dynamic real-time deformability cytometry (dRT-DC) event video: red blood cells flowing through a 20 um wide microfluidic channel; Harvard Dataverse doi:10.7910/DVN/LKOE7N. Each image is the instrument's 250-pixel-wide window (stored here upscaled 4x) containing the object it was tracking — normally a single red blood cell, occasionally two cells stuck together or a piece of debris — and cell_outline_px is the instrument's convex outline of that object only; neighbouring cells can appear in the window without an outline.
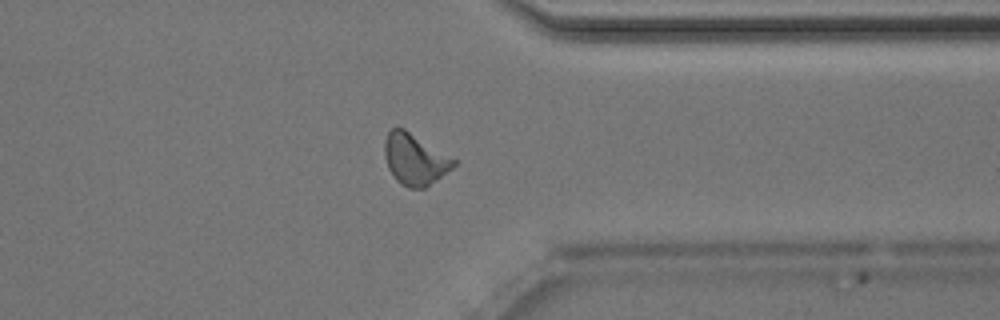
{"species": "Egyptian fruit bat (a non-hibernating species)", "species_latin": "Rousettus aegyptiacus", "temperature_condition": "room temperature", "stored_images_in_passage": 36, "camera_frame_rate_fps": 3000, "um_per_image_px": 0.085, "animal": {"sex": "male"}, "frame": {"image": 1, "passage_image": 31, "time_ms": 10.0, "image_size_px": [1000, 320], "cell_outline_px": [[456, 164], [452, 168], [436, 180], [424, 188], [408, 188], [400, 184], [396, 180], [388, 168], [384, 156], [384, 140], [388, 132], [392, 128], [404, 128], [456, 160]], "centroid_in_image_um": [35.22, 13.54], "position_along_channel_um": 376.2, "area_um2": 20.46}, "authors_computed_cell_mechanics": {"area_um2": 20.0277, "velocity_mm_per_s": 4.0253, "shape_relaxation_time_tau1_ms": 3.5442, "shape_relaxation_time_tau2_ms": 1.2147, "deformation_change_tau1": 0.1345, "deformation_change_tau2": 0.1004}}